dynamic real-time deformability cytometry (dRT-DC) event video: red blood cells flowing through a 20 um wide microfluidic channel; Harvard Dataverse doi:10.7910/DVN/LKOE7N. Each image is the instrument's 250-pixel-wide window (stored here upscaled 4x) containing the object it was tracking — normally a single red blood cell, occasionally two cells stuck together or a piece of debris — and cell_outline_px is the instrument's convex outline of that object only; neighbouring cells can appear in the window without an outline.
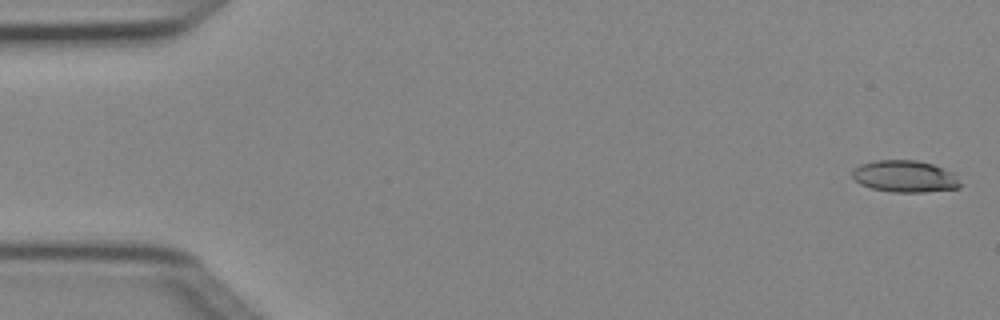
{"species": "Egyptian fruit bat (a non-hibernating species)", "species_latin": "Rousettus aegyptiacus", "temperature_condition": "cold", "stored_images_in_passage": 7, "camera_frame_rate_fps": 3000, "um_per_image_px": 0.085, "animal": {"sex": "female"}, "frame": {"image": 1, "passage_image": 1, "time_ms": 0.0, "image_size_px": [1000, 320], "cell_outline_px": [[964, 184], [960, 188], [924, 192], [888, 192], [872, 188], [860, 184], [852, 176], [852, 172], [860, 164], [876, 160], [916, 160], [932, 164], [944, 168], [952, 172]], "centroid_in_image_um": [76.96, 15.0], "position_along_channel_um": 8.0, "area_um2": 20.17}}
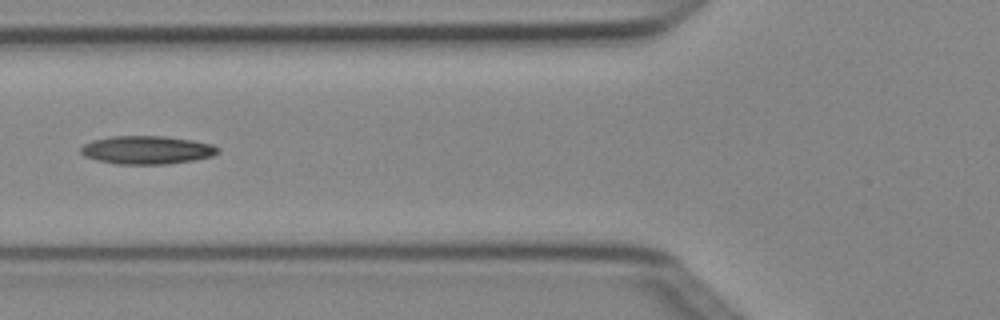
{"frame": {"image": 2, "passage_image": 6, "time_ms": 1.667, "image_size_px": [1000, 320], "cell_outline_px": [[220, 152], [212, 156], [196, 160], [168, 164], [116, 164], [96, 160], [84, 156], [80, 152], [80, 148], [84, 144], [92, 140], [112, 136], [164, 136], [192, 140], [212, 144], [220, 148]], "centroid_in_image_um": [12.5, 12.75], "position_along_channel_um": 113.3, "area_um2": 22.77}}
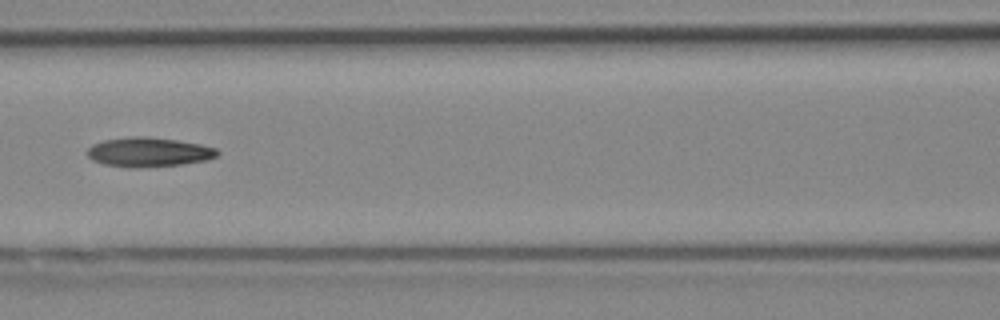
{"frame": {"image": 3, "passage_image": 7, "time_ms": 2.0, "image_size_px": [1000, 320], "cell_outline_px": [[220, 152], [216, 156], [208, 160], [180, 164], [136, 168], [128, 168], [104, 164], [92, 160], [88, 156], [88, 148], [92, 144], [104, 140], [132, 136], [148, 136], [176, 140], [200, 144], [216, 148]], "centroid_in_image_um": [12.63, 12.93], "position_along_channel_um": 154.0, "area_um2": 22.31}}